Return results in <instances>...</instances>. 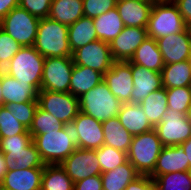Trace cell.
<instances>
[{"instance_id":"3","label":"cell","mask_w":191,"mask_h":190,"mask_svg":"<svg viewBox=\"0 0 191 190\" xmlns=\"http://www.w3.org/2000/svg\"><path fill=\"white\" fill-rule=\"evenodd\" d=\"M44 60L45 57L33 46H22L4 68V72L19 83H29L40 91Z\"/></svg>"},{"instance_id":"43","label":"cell","mask_w":191,"mask_h":190,"mask_svg":"<svg viewBox=\"0 0 191 190\" xmlns=\"http://www.w3.org/2000/svg\"><path fill=\"white\" fill-rule=\"evenodd\" d=\"M52 0H19V7L38 18H48Z\"/></svg>"},{"instance_id":"30","label":"cell","mask_w":191,"mask_h":190,"mask_svg":"<svg viewBox=\"0 0 191 190\" xmlns=\"http://www.w3.org/2000/svg\"><path fill=\"white\" fill-rule=\"evenodd\" d=\"M162 86L166 89L191 86V64L189 60L166 64L162 68Z\"/></svg>"},{"instance_id":"47","label":"cell","mask_w":191,"mask_h":190,"mask_svg":"<svg viewBox=\"0 0 191 190\" xmlns=\"http://www.w3.org/2000/svg\"><path fill=\"white\" fill-rule=\"evenodd\" d=\"M18 5L19 0H0V21Z\"/></svg>"},{"instance_id":"28","label":"cell","mask_w":191,"mask_h":190,"mask_svg":"<svg viewBox=\"0 0 191 190\" xmlns=\"http://www.w3.org/2000/svg\"><path fill=\"white\" fill-rule=\"evenodd\" d=\"M96 34L99 40L110 43L123 30L124 24L116 7L93 18Z\"/></svg>"},{"instance_id":"23","label":"cell","mask_w":191,"mask_h":190,"mask_svg":"<svg viewBox=\"0 0 191 190\" xmlns=\"http://www.w3.org/2000/svg\"><path fill=\"white\" fill-rule=\"evenodd\" d=\"M130 62L156 72H161L165 65L157 42L151 37H147L136 49Z\"/></svg>"},{"instance_id":"8","label":"cell","mask_w":191,"mask_h":190,"mask_svg":"<svg viewBox=\"0 0 191 190\" xmlns=\"http://www.w3.org/2000/svg\"><path fill=\"white\" fill-rule=\"evenodd\" d=\"M37 100L41 109L49 112L65 125L70 126L80 112L78 97L69 92L40 90Z\"/></svg>"},{"instance_id":"42","label":"cell","mask_w":191,"mask_h":190,"mask_svg":"<svg viewBox=\"0 0 191 190\" xmlns=\"http://www.w3.org/2000/svg\"><path fill=\"white\" fill-rule=\"evenodd\" d=\"M116 4L117 0H83V14L95 18L113 9Z\"/></svg>"},{"instance_id":"22","label":"cell","mask_w":191,"mask_h":190,"mask_svg":"<svg viewBox=\"0 0 191 190\" xmlns=\"http://www.w3.org/2000/svg\"><path fill=\"white\" fill-rule=\"evenodd\" d=\"M39 91L29 83H19L7 73H2V97L4 105L7 103H23L38 101Z\"/></svg>"},{"instance_id":"35","label":"cell","mask_w":191,"mask_h":190,"mask_svg":"<svg viewBox=\"0 0 191 190\" xmlns=\"http://www.w3.org/2000/svg\"><path fill=\"white\" fill-rule=\"evenodd\" d=\"M64 126L65 124L60 120L38 106L34 114L32 125L28 131L31 136L40 135L51 130H61Z\"/></svg>"},{"instance_id":"40","label":"cell","mask_w":191,"mask_h":190,"mask_svg":"<svg viewBox=\"0 0 191 190\" xmlns=\"http://www.w3.org/2000/svg\"><path fill=\"white\" fill-rule=\"evenodd\" d=\"M21 47L19 43L0 28V64L4 68Z\"/></svg>"},{"instance_id":"7","label":"cell","mask_w":191,"mask_h":190,"mask_svg":"<svg viewBox=\"0 0 191 190\" xmlns=\"http://www.w3.org/2000/svg\"><path fill=\"white\" fill-rule=\"evenodd\" d=\"M39 21L40 18L18 6L0 21V28L21 46H33Z\"/></svg>"},{"instance_id":"17","label":"cell","mask_w":191,"mask_h":190,"mask_svg":"<svg viewBox=\"0 0 191 190\" xmlns=\"http://www.w3.org/2000/svg\"><path fill=\"white\" fill-rule=\"evenodd\" d=\"M133 91L131 92V103H140L151 92L161 89L162 75L143 66L131 63Z\"/></svg>"},{"instance_id":"20","label":"cell","mask_w":191,"mask_h":190,"mask_svg":"<svg viewBox=\"0 0 191 190\" xmlns=\"http://www.w3.org/2000/svg\"><path fill=\"white\" fill-rule=\"evenodd\" d=\"M186 156L181 145L163 146L150 177L156 178L166 173L189 171L190 165Z\"/></svg>"},{"instance_id":"25","label":"cell","mask_w":191,"mask_h":190,"mask_svg":"<svg viewBox=\"0 0 191 190\" xmlns=\"http://www.w3.org/2000/svg\"><path fill=\"white\" fill-rule=\"evenodd\" d=\"M103 81V75L94 69L74 64L70 79V93L80 97Z\"/></svg>"},{"instance_id":"21","label":"cell","mask_w":191,"mask_h":190,"mask_svg":"<svg viewBox=\"0 0 191 190\" xmlns=\"http://www.w3.org/2000/svg\"><path fill=\"white\" fill-rule=\"evenodd\" d=\"M117 117L132 136L154 129L139 103H123Z\"/></svg>"},{"instance_id":"51","label":"cell","mask_w":191,"mask_h":190,"mask_svg":"<svg viewBox=\"0 0 191 190\" xmlns=\"http://www.w3.org/2000/svg\"><path fill=\"white\" fill-rule=\"evenodd\" d=\"M153 3L174 2L175 0H152Z\"/></svg>"},{"instance_id":"24","label":"cell","mask_w":191,"mask_h":190,"mask_svg":"<svg viewBox=\"0 0 191 190\" xmlns=\"http://www.w3.org/2000/svg\"><path fill=\"white\" fill-rule=\"evenodd\" d=\"M68 40L72 53L87 45L99 40L96 34L93 18L82 16L75 23L68 26Z\"/></svg>"},{"instance_id":"46","label":"cell","mask_w":191,"mask_h":190,"mask_svg":"<svg viewBox=\"0 0 191 190\" xmlns=\"http://www.w3.org/2000/svg\"><path fill=\"white\" fill-rule=\"evenodd\" d=\"M174 3L177 5L184 23L191 27V0H175Z\"/></svg>"},{"instance_id":"48","label":"cell","mask_w":191,"mask_h":190,"mask_svg":"<svg viewBox=\"0 0 191 190\" xmlns=\"http://www.w3.org/2000/svg\"><path fill=\"white\" fill-rule=\"evenodd\" d=\"M8 172V163L4 154L0 151V184L4 179V176Z\"/></svg>"},{"instance_id":"36","label":"cell","mask_w":191,"mask_h":190,"mask_svg":"<svg viewBox=\"0 0 191 190\" xmlns=\"http://www.w3.org/2000/svg\"><path fill=\"white\" fill-rule=\"evenodd\" d=\"M95 153L102 173L111 171L127 161V153L104 144L95 149Z\"/></svg>"},{"instance_id":"4","label":"cell","mask_w":191,"mask_h":190,"mask_svg":"<svg viewBox=\"0 0 191 190\" xmlns=\"http://www.w3.org/2000/svg\"><path fill=\"white\" fill-rule=\"evenodd\" d=\"M78 99L80 112L91 116L99 122L116 117L123 104L112 94L104 81L81 95Z\"/></svg>"},{"instance_id":"44","label":"cell","mask_w":191,"mask_h":190,"mask_svg":"<svg viewBox=\"0 0 191 190\" xmlns=\"http://www.w3.org/2000/svg\"><path fill=\"white\" fill-rule=\"evenodd\" d=\"M125 190H158L153 178L147 175H140L129 183Z\"/></svg>"},{"instance_id":"12","label":"cell","mask_w":191,"mask_h":190,"mask_svg":"<svg viewBox=\"0 0 191 190\" xmlns=\"http://www.w3.org/2000/svg\"><path fill=\"white\" fill-rule=\"evenodd\" d=\"M77 148L95 150L104 144L102 122L79 112L71 123Z\"/></svg>"},{"instance_id":"27","label":"cell","mask_w":191,"mask_h":190,"mask_svg":"<svg viewBox=\"0 0 191 190\" xmlns=\"http://www.w3.org/2000/svg\"><path fill=\"white\" fill-rule=\"evenodd\" d=\"M135 167L127 160L117 168L101 173L103 190H125L130 182L139 177Z\"/></svg>"},{"instance_id":"9","label":"cell","mask_w":191,"mask_h":190,"mask_svg":"<svg viewBox=\"0 0 191 190\" xmlns=\"http://www.w3.org/2000/svg\"><path fill=\"white\" fill-rule=\"evenodd\" d=\"M73 66L72 56L45 57L41 90L70 93Z\"/></svg>"},{"instance_id":"50","label":"cell","mask_w":191,"mask_h":190,"mask_svg":"<svg viewBox=\"0 0 191 190\" xmlns=\"http://www.w3.org/2000/svg\"><path fill=\"white\" fill-rule=\"evenodd\" d=\"M0 106H4L2 97V75H0Z\"/></svg>"},{"instance_id":"39","label":"cell","mask_w":191,"mask_h":190,"mask_svg":"<svg viewBox=\"0 0 191 190\" xmlns=\"http://www.w3.org/2000/svg\"><path fill=\"white\" fill-rule=\"evenodd\" d=\"M5 107L10 113L29 130L32 125L35 111L38 107V101L23 102V103H7Z\"/></svg>"},{"instance_id":"5","label":"cell","mask_w":191,"mask_h":190,"mask_svg":"<svg viewBox=\"0 0 191 190\" xmlns=\"http://www.w3.org/2000/svg\"><path fill=\"white\" fill-rule=\"evenodd\" d=\"M163 145L154 129L133 136L127 160L135 167L140 175L150 176L155 168Z\"/></svg>"},{"instance_id":"19","label":"cell","mask_w":191,"mask_h":190,"mask_svg":"<svg viewBox=\"0 0 191 190\" xmlns=\"http://www.w3.org/2000/svg\"><path fill=\"white\" fill-rule=\"evenodd\" d=\"M44 167L8 170L0 184L3 190H41Z\"/></svg>"},{"instance_id":"6","label":"cell","mask_w":191,"mask_h":190,"mask_svg":"<svg viewBox=\"0 0 191 190\" xmlns=\"http://www.w3.org/2000/svg\"><path fill=\"white\" fill-rule=\"evenodd\" d=\"M188 26L174 2L154 3L147 25L148 37L155 40L183 32Z\"/></svg>"},{"instance_id":"41","label":"cell","mask_w":191,"mask_h":190,"mask_svg":"<svg viewBox=\"0 0 191 190\" xmlns=\"http://www.w3.org/2000/svg\"><path fill=\"white\" fill-rule=\"evenodd\" d=\"M17 169H28L32 167H44L45 164L42 161L36 145L32 142L25 148L16 160Z\"/></svg>"},{"instance_id":"26","label":"cell","mask_w":191,"mask_h":190,"mask_svg":"<svg viewBox=\"0 0 191 190\" xmlns=\"http://www.w3.org/2000/svg\"><path fill=\"white\" fill-rule=\"evenodd\" d=\"M104 145L127 153L133 136L122 126L118 117H112L102 122Z\"/></svg>"},{"instance_id":"2","label":"cell","mask_w":191,"mask_h":190,"mask_svg":"<svg viewBox=\"0 0 191 190\" xmlns=\"http://www.w3.org/2000/svg\"><path fill=\"white\" fill-rule=\"evenodd\" d=\"M68 26L50 18H41L33 47L44 57L72 56Z\"/></svg>"},{"instance_id":"18","label":"cell","mask_w":191,"mask_h":190,"mask_svg":"<svg viewBox=\"0 0 191 190\" xmlns=\"http://www.w3.org/2000/svg\"><path fill=\"white\" fill-rule=\"evenodd\" d=\"M152 0H117L116 8L124 26L147 28Z\"/></svg>"},{"instance_id":"34","label":"cell","mask_w":191,"mask_h":190,"mask_svg":"<svg viewBox=\"0 0 191 190\" xmlns=\"http://www.w3.org/2000/svg\"><path fill=\"white\" fill-rule=\"evenodd\" d=\"M153 179L158 190H191L189 171L166 173Z\"/></svg>"},{"instance_id":"38","label":"cell","mask_w":191,"mask_h":190,"mask_svg":"<svg viewBox=\"0 0 191 190\" xmlns=\"http://www.w3.org/2000/svg\"><path fill=\"white\" fill-rule=\"evenodd\" d=\"M17 134H30L4 106H0V138L11 137Z\"/></svg>"},{"instance_id":"29","label":"cell","mask_w":191,"mask_h":190,"mask_svg":"<svg viewBox=\"0 0 191 190\" xmlns=\"http://www.w3.org/2000/svg\"><path fill=\"white\" fill-rule=\"evenodd\" d=\"M82 16L83 0H52L48 18L69 26Z\"/></svg>"},{"instance_id":"45","label":"cell","mask_w":191,"mask_h":190,"mask_svg":"<svg viewBox=\"0 0 191 190\" xmlns=\"http://www.w3.org/2000/svg\"><path fill=\"white\" fill-rule=\"evenodd\" d=\"M74 190H103L101 175L90 176L75 182Z\"/></svg>"},{"instance_id":"37","label":"cell","mask_w":191,"mask_h":190,"mask_svg":"<svg viewBox=\"0 0 191 190\" xmlns=\"http://www.w3.org/2000/svg\"><path fill=\"white\" fill-rule=\"evenodd\" d=\"M168 108L187 114L191 105V86L166 89Z\"/></svg>"},{"instance_id":"49","label":"cell","mask_w":191,"mask_h":190,"mask_svg":"<svg viewBox=\"0 0 191 190\" xmlns=\"http://www.w3.org/2000/svg\"><path fill=\"white\" fill-rule=\"evenodd\" d=\"M185 154L187 155V161H189V165L191 168V137L184 143L181 144Z\"/></svg>"},{"instance_id":"52","label":"cell","mask_w":191,"mask_h":190,"mask_svg":"<svg viewBox=\"0 0 191 190\" xmlns=\"http://www.w3.org/2000/svg\"><path fill=\"white\" fill-rule=\"evenodd\" d=\"M186 116H187L189 122L191 123V105H190V107H189V110H188Z\"/></svg>"},{"instance_id":"53","label":"cell","mask_w":191,"mask_h":190,"mask_svg":"<svg viewBox=\"0 0 191 190\" xmlns=\"http://www.w3.org/2000/svg\"><path fill=\"white\" fill-rule=\"evenodd\" d=\"M4 72V67L0 64V75Z\"/></svg>"},{"instance_id":"14","label":"cell","mask_w":191,"mask_h":190,"mask_svg":"<svg viewBox=\"0 0 191 190\" xmlns=\"http://www.w3.org/2000/svg\"><path fill=\"white\" fill-rule=\"evenodd\" d=\"M103 81L122 103H131L134 86L130 61H114L112 67L103 75Z\"/></svg>"},{"instance_id":"32","label":"cell","mask_w":191,"mask_h":190,"mask_svg":"<svg viewBox=\"0 0 191 190\" xmlns=\"http://www.w3.org/2000/svg\"><path fill=\"white\" fill-rule=\"evenodd\" d=\"M33 142L31 134H17L11 137L0 138V151L4 154L8 163V170L17 168L16 160L25 151V148Z\"/></svg>"},{"instance_id":"10","label":"cell","mask_w":191,"mask_h":190,"mask_svg":"<svg viewBox=\"0 0 191 190\" xmlns=\"http://www.w3.org/2000/svg\"><path fill=\"white\" fill-rule=\"evenodd\" d=\"M154 130L163 146L181 145L191 137V123L187 116L170 108Z\"/></svg>"},{"instance_id":"16","label":"cell","mask_w":191,"mask_h":190,"mask_svg":"<svg viewBox=\"0 0 191 190\" xmlns=\"http://www.w3.org/2000/svg\"><path fill=\"white\" fill-rule=\"evenodd\" d=\"M147 37V28L124 26L121 33L109 43L114 61H130Z\"/></svg>"},{"instance_id":"33","label":"cell","mask_w":191,"mask_h":190,"mask_svg":"<svg viewBox=\"0 0 191 190\" xmlns=\"http://www.w3.org/2000/svg\"><path fill=\"white\" fill-rule=\"evenodd\" d=\"M41 190H74V182L60 164L45 165Z\"/></svg>"},{"instance_id":"1","label":"cell","mask_w":191,"mask_h":190,"mask_svg":"<svg viewBox=\"0 0 191 190\" xmlns=\"http://www.w3.org/2000/svg\"><path fill=\"white\" fill-rule=\"evenodd\" d=\"M33 142L45 165L61 164L76 149V141L71 126L61 130L47 131L45 134L32 135Z\"/></svg>"},{"instance_id":"11","label":"cell","mask_w":191,"mask_h":190,"mask_svg":"<svg viewBox=\"0 0 191 190\" xmlns=\"http://www.w3.org/2000/svg\"><path fill=\"white\" fill-rule=\"evenodd\" d=\"M74 64L85 66L104 75L113 65L109 43L96 40L72 53Z\"/></svg>"},{"instance_id":"31","label":"cell","mask_w":191,"mask_h":190,"mask_svg":"<svg viewBox=\"0 0 191 190\" xmlns=\"http://www.w3.org/2000/svg\"><path fill=\"white\" fill-rule=\"evenodd\" d=\"M139 104L150 124L155 127L161 122L162 117L166 114L168 108L166 88L162 87L157 91L151 92Z\"/></svg>"},{"instance_id":"13","label":"cell","mask_w":191,"mask_h":190,"mask_svg":"<svg viewBox=\"0 0 191 190\" xmlns=\"http://www.w3.org/2000/svg\"><path fill=\"white\" fill-rule=\"evenodd\" d=\"M60 165L74 183L102 173L95 150L90 149L77 148Z\"/></svg>"},{"instance_id":"15","label":"cell","mask_w":191,"mask_h":190,"mask_svg":"<svg viewBox=\"0 0 191 190\" xmlns=\"http://www.w3.org/2000/svg\"><path fill=\"white\" fill-rule=\"evenodd\" d=\"M156 42L165 65L189 60L191 56L190 27H187L181 33L161 37Z\"/></svg>"}]
</instances>
